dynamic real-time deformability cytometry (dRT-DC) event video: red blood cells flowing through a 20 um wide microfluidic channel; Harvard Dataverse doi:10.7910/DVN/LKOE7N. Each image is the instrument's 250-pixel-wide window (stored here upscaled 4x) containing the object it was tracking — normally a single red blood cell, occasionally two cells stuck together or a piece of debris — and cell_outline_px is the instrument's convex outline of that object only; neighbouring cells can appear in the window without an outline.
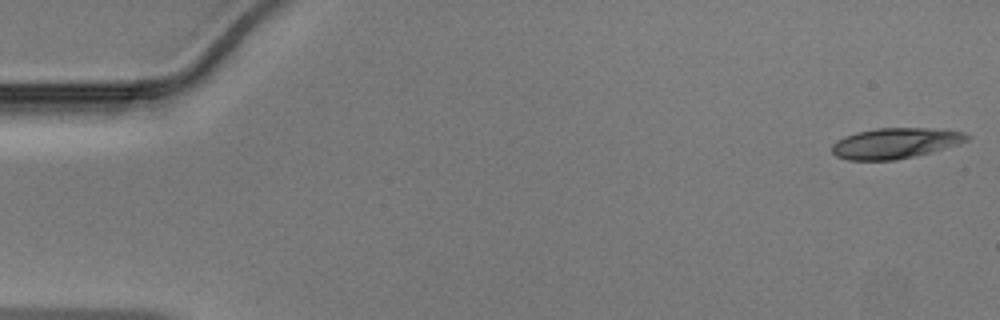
{"species": "Egyptian fruit bat (a non-hibernating species)", "species_latin": "Rousettus aegyptiacus", "temperature_condition": "warm", "stored_images_in_passage": 45, "camera_frame_rate_fps": 3000, "um_per_image_px": 0.085, "animal": {"sex": "male"}, "frame": {"image": 1, "passage_image": 1, "time_ms": 0.0, "image_size_px": [1000, 320], "cell_outline_px": [[972, 136], [968, 140], [944, 148], [896, 160], [848, 160], [836, 156], [832, 152], [832, 144], [836, 140], [844, 136], [856, 132], [876, 128], [932, 128], [964, 132]], "centroid_in_image_um": [76.06, 12.16], "position_along_channel_um": 8.9, "area_um2": 23.93}}
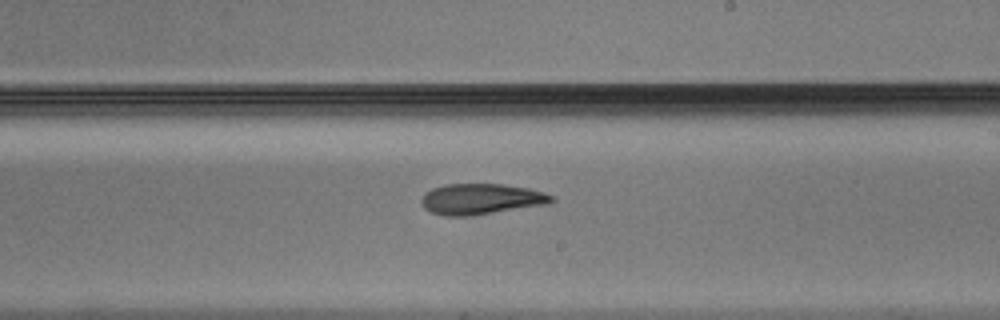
{"frame": {"image": 2, "passage_image": 28, "time_ms": 9.0, "image_size_px": [1000, 320], "cell_outline_px": [[556, 200], [548, 204], [472, 216], [444, 216], [432, 212], [424, 208], [420, 204], [420, 200], [424, 192], [432, 188], [444, 184], [500, 184], [528, 188], [544, 192], [556, 196]], "centroid_in_image_um": [40.89, 16.92], "position_along_channel_um": 248.1, "area_um2": 23.7}}
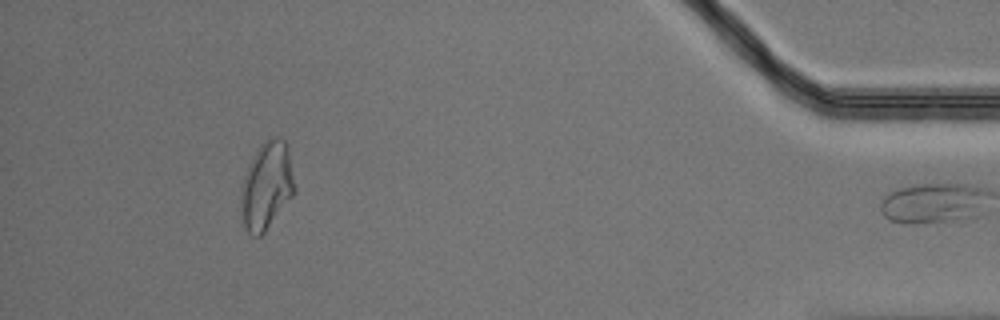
{"frame": {"image": 3, "passage_image": 44, "time_ms": 14.333, "image_size_px": [1000, 320], "cell_outline_px": [[296, 192], [264, 232], [260, 236], [252, 236], [248, 232], [244, 224], [240, 200], [240, 188], [248, 164], [260, 144], [264, 140], [276, 136], [284, 140], [288, 144], [296, 184]], "centroid_in_image_um": [22.69, 15.74], "position_along_channel_um": 412.5, "area_um2": 27.74}}